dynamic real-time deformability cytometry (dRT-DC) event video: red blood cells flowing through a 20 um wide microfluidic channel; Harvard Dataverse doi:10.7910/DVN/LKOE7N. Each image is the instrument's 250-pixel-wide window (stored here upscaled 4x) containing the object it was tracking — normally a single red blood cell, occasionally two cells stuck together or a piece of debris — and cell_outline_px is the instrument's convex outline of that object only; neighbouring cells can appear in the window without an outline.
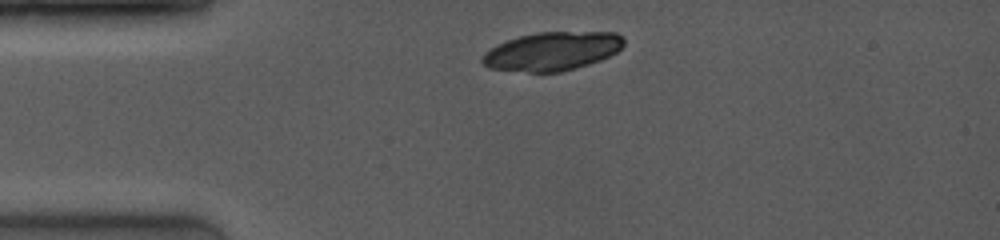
{"species": "common noctule bat (a hibernating species)", "species_latin": "Nyctalus noctula", "temperature_condition": "room temperature", "stored_images_in_passage": 3, "camera_frame_rate_fps": 4000, "um_per_image_px": 0.085, "animal": {"sex": "female", "body_mass_g": 19.0, "forearm_length_mm": 53.3}, "frame": {"image": 1, "passage_image": 1, "time_ms": 0.0, "image_size_px": [1000, 240], "cell_outline_px": [[624, 44], [616, 52], [600, 60], [576, 68], [560, 72], [528, 72], [488, 68], [480, 60], [484, 52], [496, 44], [520, 36], [536, 32], [616, 32], [624, 36]], "centroid_in_image_um": [46.92, 4.35], "position_along_channel_um": 38.1, "area_um2": 31.91}}